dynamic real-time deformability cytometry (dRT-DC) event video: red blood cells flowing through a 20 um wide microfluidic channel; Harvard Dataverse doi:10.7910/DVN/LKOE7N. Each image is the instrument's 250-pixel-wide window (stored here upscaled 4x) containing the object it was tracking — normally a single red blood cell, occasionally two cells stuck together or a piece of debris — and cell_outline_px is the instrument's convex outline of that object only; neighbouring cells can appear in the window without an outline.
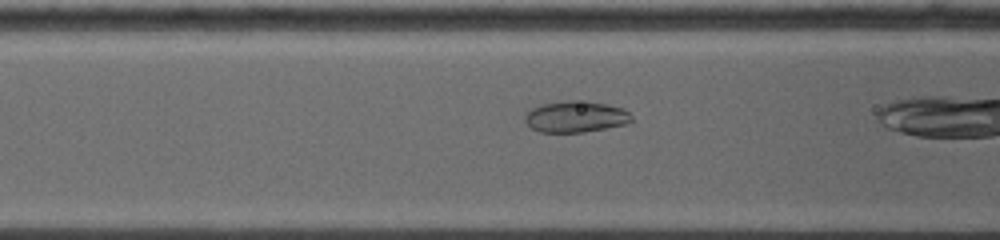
{"species": "common noctule bat (a hibernating species)", "species_latin": "Nyctalus noctula", "temperature_condition": "warm", "stored_images_in_passage": 45, "camera_frame_rate_fps": 5000, "um_per_image_px": 0.085, "animal": {"sex": "female", "body_mass_g": 19.0, "forearm_length_mm": 53.3}, "frame": {"image": 1, "passage_image": 12, "time_ms": 2.2, "image_size_px": [1000, 240], "cell_outline_px": [[632, 120], [624, 124], [584, 132], [540, 132], [532, 128], [524, 120], [524, 116], [532, 108], [544, 104], [568, 100], [588, 100], [608, 104], [624, 108], [632, 116]], "centroid_in_image_um": [48.95, 9.9], "position_along_channel_um": 117.7, "area_um2": 19.42}}
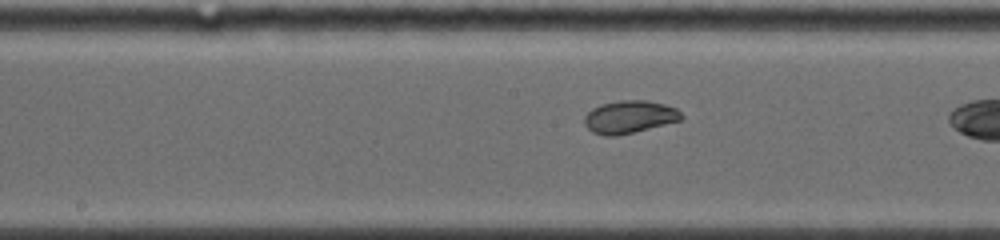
{"frame": {"image": 2, "passage_image": 22, "time_ms": 4.2, "image_size_px": [1000, 240], "cell_outline_px": [[684, 116], [680, 120], [616, 136], [604, 136], [592, 132], [584, 124], [584, 116], [592, 108], [600, 104], [620, 100], [648, 100], [664, 104], [676, 108]], "centroid_in_image_um": [53.47, 9.92], "position_along_channel_um": 194.7, "area_um2": 18.38}}
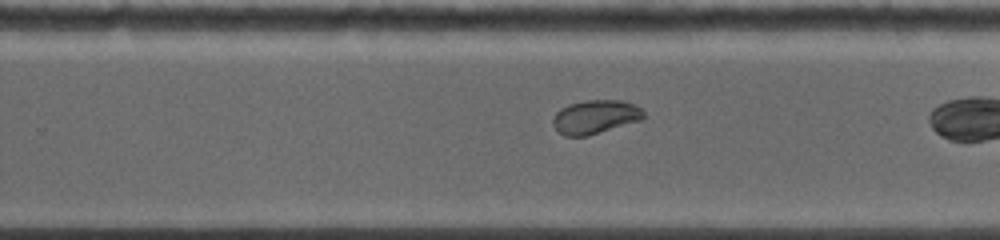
{"frame": {"image": 3, "passage_image": 33, "time_ms": 6.4, "image_size_px": [1000, 240], "cell_outline_px": [[644, 116], [640, 120], [588, 136], [564, 136], [552, 124], [552, 116], [560, 108], [568, 104], [584, 100], [624, 100], [640, 108], [644, 112]], "centroid_in_image_um": [50.55, 9.93], "position_along_channel_um": 279.2, "area_um2": 17.86}}